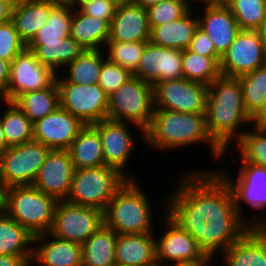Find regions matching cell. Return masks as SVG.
Wrapping results in <instances>:
<instances>
[{
  "label": "cell",
  "mask_w": 266,
  "mask_h": 266,
  "mask_svg": "<svg viewBox=\"0 0 266 266\" xmlns=\"http://www.w3.org/2000/svg\"><path fill=\"white\" fill-rule=\"evenodd\" d=\"M210 167L181 171L177 187L166 194V213L217 259L252 227L239 215L229 184Z\"/></svg>",
  "instance_id": "cell-1"
},
{
  "label": "cell",
  "mask_w": 266,
  "mask_h": 266,
  "mask_svg": "<svg viewBox=\"0 0 266 266\" xmlns=\"http://www.w3.org/2000/svg\"><path fill=\"white\" fill-rule=\"evenodd\" d=\"M144 143L153 152L161 153L206 145L210 149L209 155H212L210 158H213L211 161H226L224 150L208 132L205 113L154 109L151 124L144 132Z\"/></svg>",
  "instance_id": "cell-2"
},
{
  "label": "cell",
  "mask_w": 266,
  "mask_h": 266,
  "mask_svg": "<svg viewBox=\"0 0 266 266\" xmlns=\"http://www.w3.org/2000/svg\"><path fill=\"white\" fill-rule=\"evenodd\" d=\"M205 117L210 136L224 151L252 125L239 77L220 75L208 85Z\"/></svg>",
  "instance_id": "cell-3"
},
{
  "label": "cell",
  "mask_w": 266,
  "mask_h": 266,
  "mask_svg": "<svg viewBox=\"0 0 266 266\" xmlns=\"http://www.w3.org/2000/svg\"><path fill=\"white\" fill-rule=\"evenodd\" d=\"M140 180L127 179L103 211L104 224L117 235L145 234L157 231L155 229L157 215H154L156 214L154 213L155 208L151 201L154 198L149 192L147 194L146 188L143 187Z\"/></svg>",
  "instance_id": "cell-4"
},
{
  "label": "cell",
  "mask_w": 266,
  "mask_h": 266,
  "mask_svg": "<svg viewBox=\"0 0 266 266\" xmlns=\"http://www.w3.org/2000/svg\"><path fill=\"white\" fill-rule=\"evenodd\" d=\"M230 162L231 166L224 164L221 169L214 168V170L229 184L239 215L252 228H266V168L246 161L230 160L228 164ZM234 162L238 166V170L234 171L237 175L230 170L233 169ZM246 210L251 217L246 215Z\"/></svg>",
  "instance_id": "cell-5"
},
{
  "label": "cell",
  "mask_w": 266,
  "mask_h": 266,
  "mask_svg": "<svg viewBox=\"0 0 266 266\" xmlns=\"http://www.w3.org/2000/svg\"><path fill=\"white\" fill-rule=\"evenodd\" d=\"M57 200L33 185L6 188L5 213L33 236L51 231Z\"/></svg>",
  "instance_id": "cell-6"
},
{
  "label": "cell",
  "mask_w": 266,
  "mask_h": 266,
  "mask_svg": "<svg viewBox=\"0 0 266 266\" xmlns=\"http://www.w3.org/2000/svg\"><path fill=\"white\" fill-rule=\"evenodd\" d=\"M126 181L127 178L117 169L106 165L77 169L74 172L70 191L65 201L104 211L116 191Z\"/></svg>",
  "instance_id": "cell-7"
},
{
  "label": "cell",
  "mask_w": 266,
  "mask_h": 266,
  "mask_svg": "<svg viewBox=\"0 0 266 266\" xmlns=\"http://www.w3.org/2000/svg\"><path fill=\"white\" fill-rule=\"evenodd\" d=\"M154 113L153 85L132 76L108 98V119L131 123L145 132Z\"/></svg>",
  "instance_id": "cell-8"
},
{
  "label": "cell",
  "mask_w": 266,
  "mask_h": 266,
  "mask_svg": "<svg viewBox=\"0 0 266 266\" xmlns=\"http://www.w3.org/2000/svg\"><path fill=\"white\" fill-rule=\"evenodd\" d=\"M92 125L99 131L105 165L117 169L127 179H138L136 178L138 176L133 174L134 169L129 172L128 165L131 159L134 158L133 155L136 152L134 150L139 145L136 142L138 141L136 137H140V139L143 137L141 141L144 142V132L134 124L110 119H105ZM130 126L133 128L131 129ZM136 130H138V133L141 132V136L140 134L137 136L134 132Z\"/></svg>",
  "instance_id": "cell-9"
},
{
  "label": "cell",
  "mask_w": 266,
  "mask_h": 266,
  "mask_svg": "<svg viewBox=\"0 0 266 266\" xmlns=\"http://www.w3.org/2000/svg\"><path fill=\"white\" fill-rule=\"evenodd\" d=\"M60 107L85 125L108 119L109 95L98 84H74L59 73L56 76Z\"/></svg>",
  "instance_id": "cell-10"
},
{
  "label": "cell",
  "mask_w": 266,
  "mask_h": 266,
  "mask_svg": "<svg viewBox=\"0 0 266 266\" xmlns=\"http://www.w3.org/2000/svg\"><path fill=\"white\" fill-rule=\"evenodd\" d=\"M50 149L35 140L0 154V178L6 188L32 185Z\"/></svg>",
  "instance_id": "cell-11"
},
{
  "label": "cell",
  "mask_w": 266,
  "mask_h": 266,
  "mask_svg": "<svg viewBox=\"0 0 266 266\" xmlns=\"http://www.w3.org/2000/svg\"><path fill=\"white\" fill-rule=\"evenodd\" d=\"M164 198V199H163ZM163 206L161 220L157 221L160 227L155 232L157 263L169 266L174 263L195 260L204 255L194 237L184 230L166 213V194L162 196ZM163 229V230H161ZM163 231V232H162ZM159 235H157V234Z\"/></svg>",
  "instance_id": "cell-12"
},
{
  "label": "cell",
  "mask_w": 266,
  "mask_h": 266,
  "mask_svg": "<svg viewBox=\"0 0 266 266\" xmlns=\"http://www.w3.org/2000/svg\"><path fill=\"white\" fill-rule=\"evenodd\" d=\"M104 224L103 211L90 206L58 201L50 231L54 236L83 245Z\"/></svg>",
  "instance_id": "cell-13"
},
{
  "label": "cell",
  "mask_w": 266,
  "mask_h": 266,
  "mask_svg": "<svg viewBox=\"0 0 266 266\" xmlns=\"http://www.w3.org/2000/svg\"><path fill=\"white\" fill-rule=\"evenodd\" d=\"M208 86L185 78L157 82L153 85L154 109L205 113Z\"/></svg>",
  "instance_id": "cell-14"
},
{
  "label": "cell",
  "mask_w": 266,
  "mask_h": 266,
  "mask_svg": "<svg viewBox=\"0 0 266 266\" xmlns=\"http://www.w3.org/2000/svg\"><path fill=\"white\" fill-rule=\"evenodd\" d=\"M56 76L26 47L10 62V79L1 99L14 102L21 94L50 87Z\"/></svg>",
  "instance_id": "cell-15"
},
{
  "label": "cell",
  "mask_w": 266,
  "mask_h": 266,
  "mask_svg": "<svg viewBox=\"0 0 266 266\" xmlns=\"http://www.w3.org/2000/svg\"><path fill=\"white\" fill-rule=\"evenodd\" d=\"M266 64V45L258 30H240L222 55L220 73L240 77Z\"/></svg>",
  "instance_id": "cell-16"
},
{
  "label": "cell",
  "mask_w": 266,
  "mask_h": 266,
  "mask_svg": "<svg viewBox=\"0 0 266 266\" xmlns=\"http://www.w3.org/2000/svg\"><path fill=\"white\" fill-rule=\"evenodd\" d=\"M197 4L193 6L197 13L199 28L208 34L216 53L222 57L240 31L239 25L230 8L222 0ZM199 6L201 10L197 8Z\"/></svg>",
  "instance_id": "cell-17"
},
{
  "label": "cell",
  "mask_w": 266,
  "mask_h": 266,
  "mask_svg": "<svg viewBox=\"0 0 266 266\" xmlns=\"http://www.w3.org/2000/svg\"><path fill=\"white\" fill-rule=\"evenodd\" d=\"M74 172L68 150H50L32 185L57 201H64L69 194Z\"/></svg>",
  "instance_id": "cell-18"
},
{
  "label": "cell",
  "mask_w": 266,
  "mask_h": 266,
  "mask_svg": "<svg viewBox=\"0 0 266 266\" xmlns=\"http://www.w3.org/2000/svg\"><path fill=\"white\" fill-rule=\"evenodd\" d=\"M143 82H157L183 78L182 50L157 46L150 41L145 46L138 69L133 73Z\"/></svg>",
  "instance_id": "cell-19"
},
{
  "label": "cell",
  "mask_w": 266,
  "mask_h": 266,
  "mask_svg": "<svg viewBox=\"0 0 266 266\" xmlns=\"http://www.w3.org/2000/svg\"><path fill=\"white\" fill-rule=\"evenodd\" d=\"M84 126L79 118L59 107L55 112L33 123V140L50 150H68Z\"/></svg>",
  "instance_id": "cell-20"
},
{
  "label": "cell",
  "mask_w": 266,
  "mask_h": 266,
  "mask_svg": "<svg viewBox=\"0 0 266 266\" xmlns=\"http://www.w3.org/2000/svg\"><path fill=\"white\" fill-rule=\"evenodd\" d=\"M82 266V245L50 232L34 236L30 266Z\"/></svg>",
  "instance_id": "cell-21"
},
{
  "label": "cell",
  "mask_w": 266,
  "mask_h": 266,
  "mask_svg": "<svg viewBox=\"0 0 266 266\" xmlns=\"http://www.w3.org/2000/svg\"><path fill=\"white\" fill-rule=\"evenodd\" d=\"M216 262V266L218 263L221 266H266V228H251L228 247Z\"/></svg>",
  "instance_id": "cell-22"
},
{
  "label": "cell",
  "mask_w": 266,
  "mask_h": 266,
  "mask_svg": "<svg viewBox=\"0 0 266 266\" xmlns=\"http://www.w3.org/2000/svg\"><path fill=\"white\" fill-rule=\"evenodd\" d=\"M151 28L147 9L134 4L118 6L110 23L108 41H150Z\"/></svg>",
  "instance_id": "cell-23"
},
{
  "label": "cell",
  "mask_w": 266,
  "mask_h": 266,
  "mask_svg": "<svg viewBox=\"0 0 266 266\" xmlns=\"http://www.w3.org/2000/svg\"><path fill=\"white\" fill-rule=\"evenodd\" d=\"M115 262L116 266L157 264L155 233L117 235Z\"/></svg>",
  "instance_id": "cell-24"
},
{
  "label": "cell",
  "mask_w": 266,
  "mask_h": 266,
  "mask_svg": "<svg viewBox=\"0 0 266 266\" xmlns=\"http://www.w3.org/2000/svg\"><path fill=\"white\" fill-rule=\"evenodd\" d=\"M198 27L197 13L192 7L178 20L152 27L150 42L161 47L185 50Z\"/></svg>",
  "instance_id": "cell-25"
},
{
  "label": "cell",
  "mask_w": 266,
  "mask_h": 266,
  "mask_svg": "<svg viewBox=\"0 0 266 266\" xmlns=\"http://www.w3.org/2000/svg\"><path fill=\"white\" fill-rule=\"evenodd\" d=\"M58 3L48 0H23L12 9L11 21L21 40L28 45L48 20Z\"/></svg>",
  "instance_id": "cell-26"
},
{
  "label": "cell",
  "mask_w": 266,
  "mask_h": 266,
  "mask_svg": "<svg viewBox=\"0 0 266 266\" xmlns=\"http://www.w3.org/2000/svg\"><path fill=\"white\" fill-rule=\"evenodd\" d=\"M70 36L84 50H104L110 36V24L74 9Z\"/></svg>",
  "instance_id": "cell-27"
},
{
  "label": "cell",
  "mask_w": 266,
  "mask_h": 266,
  "mask_svg": "<svg viewBox=\"0 0 266 266\" xmlns=\"http://www.w3.org/2000/svg\"><path fill=\"white\" fill-rule=\"evenodd\" d=\"M68 152L75 170L105 165L99 131L92 124L85 125L79 131Z\"/></svg>",
  "instance_id": "cell-28"
},
{
  "label": "cell",
  "mask_w": 266,
  "mask_h": 266,
  "mask_svg": "<svg viewBox=\"0 0 266 266\" xmlns=\"http://www.w3.org/2000/svg\"><path fill=\"white\" fill-rule=\"evenodd\" d=\"M117 234L105 224L82 245V266H116Z\"/></svg>",
  "instance_id": "cell-29"
},
{
  "label": "cell",
  "mask_w": 266,
  "mask_h": 266,
  "mask_svg": "<svg viewBox=\"0 0 266 266\" xmlns=\"http://www.w3.org/2000/svg\"><path fill=\"white\" fill-rule=\"evenodd\" d=\"M34 236L5 212L0 213V255L23 256L32 260Z\"/></svg>",
  "instance_id": "cell-30"
},
{
  "label": "cell",
  "mask_w": 266,
  "mask_h": 266,
  "mask_svg": "<svg viewBox=\"0 0 266 266\" xmlns=\"http://www.w3.org/2000/svg\"><path fill=\"white\" fill-rule=\"evenodd\" d=\"M6 107V108H5ZM0 120L7 148L33 140V123L13 101H0ZM5 110V112L3 111Z\"/></svg>",
  "instance_id": "cell-31"
},
{
  "label": "cell",
  "mask_w": 266,
  "mask_h": 266,
  "mask_svg": "<svg viewBox=\"0 0 266 266\" xmlns=\"http://www.w3.org/2000/svg\"><path fill=\"white\" fill-rule=\"evenodd\" d=\"M106 59L104 50H84L59 74L66 81L74 84H98L102 65Z\"/></svg>",
  "instance_id": "cell-32"
},
{
  "label": "cell",
  "mask_w": 266,
  "mask_h": 266,
  "mask_svg": "<svg viewBox=\"0 0 266 266\" xmlns=\"http://www.w3.org/2000/svg\"><path fill=\"white\" fill-rule=\"evenodd\" d=\"M74 9L69 4L58 3L50 12L47 23L38 30L36 36L27 45L34 51L45 43L62 42L71 33Z\"/></svg>",
  "instance_id": "cell-33"
},
{
  "label": "cell",
  "mask_w": 266,
  "mask_h": 266,
  "mask_svg": "<svg viewBox=\"0 0 266 266\" xmlns=\"http://www.w3.org/2000/svg\"><path fill=\"white\" fill-rule=\"evenodd\" d=\"M232 151L236 152L237 159L234 155L229 160L246 161L266 168V126L251 125L232 148L224 151L223 157L229 153L232 155Z\"/></svg>",
  "instance_id": "cell-34"
},
{
  "label": "cell",
  "mask_w": 266,
  "mask_h": 266,
  "mask_svg": "<svg viewBox=\"0 0 266 266\" xmlns=\"http://www.w3.org/2000/svg\"><path fill=\"white\" fill-rule=\"evenodd\" d=\"M32 123L55 112L60 107V94L56 81L47 88L21 94L15 101Z\"/></svg>",
  "instance_id": "cell-35"
},
{
  "label": "cell",
  "mask_w": 266,
  "mask_h": 266,
  "mask_svg": "<svg viewBox=\"0 0 266 266\" xmlns=\"http://www.w3.org/2000/svg\"><path fill=\"white\" fill-rule=\"evenodd\" d=\"M84 49L69 35L62 42L39 45L33 52L36 58L56 74L77 58Z\"/></svg>",
  "instance_id": "cell-36"
},
{
  "label": "cell",
  "mask_w": 266,
  "mask_h": 266,
  "mask_svg": "<svg viewBox=\"0 0 266 266\" xmlns=\"http://www.w3.org/2000/svg\"><path fill=\"white\" fill-rule=\"evenodd\" d=\"M221 57H206L185 49L182 50L183 78L205 85L211 84L221 73Z\"/></svg>",
  "instance_id": "cell-37"
},
{
  "label": "cell",
  "mask_w": 266,
  "mask_h": 266,
  "mask_svg": "<svg viewBox=\"0 0 266 266\" xmlns=\"http://www.w3.org/2000/svg\"><path fill=\"white\" fill-rule=\"evenodd\" d=\"M246 112L252 118L266 97V64L239 77Z\"/></svg>",
  "instance_id": "cell-38"
},
{
  "label": "cell",
  "mask_w": 266,
  "mask_h": 266,
  "mask_svg": "<svg viewBox=\"0 0 266 266\" xmlns=\"http://www.w3.org/2000/svg\"><path fill=\"white\" fill-rule=\"evenodd\" d=\"M231 10L240 30H258L266 13V0H222Z\"/></svg>",
  "instance_id": "cell-39"
},
{
  "label": "cell",
  "mask_w": 266,
  "mask_h": 266,
  "mask_svg": "<svg viewBox=\"0 0 266 266\" xmlns=\"http://www.w3.org/2000/svg\"><path fill=\"white\" fill-rule=\"evenodd\" d=\"M149 41L118 42L107 41L104 51L106 58L122 68L128 69L132 74L138 69L145 46Z\"/></svg>",
  "instance_id": "cell-40"
},
{
  "label": "cell",
  "mask_w": 266,
  "mask_h": 266,
  "mask_svg": "<svg viewBox=\"0 0 266 266\" xmlns=\"http://www.w3.org/2000/svg\"><path fill=\"white\" fill-rule=\"evenodd\" d=\"M193 6L189 0H162L147 8L150 28L175 21L184 16Z\"/></svg>",
  "instance_id": "cell-41"
},
{
  "label": "cell",
  "mask_w": 266,
  "mask_h": 266,
  "mask_svg": "<svg viewBox=\"0 0 266 266\" xmlns=\"http://www.w3.org/2000/svg\"><path fill=\"white\" fill-rule=\"evenodd\" d=\"M133 74L120 65L106 59L98 78V85L108 94L117 91Z\"/></svg>",
  "instance_id": "cell-42"
},
{
  "label": "cell",
  "mask_w": 266,
  "mask_h": 266,
  "mask_svg": "<svg viewBox=\"0 0 266 266\" xmlns=\"http://www.w3.org/2000/svg\"><path fill=\"white\" fill-rule=\"evenodd\" d=\"M26 47L11 20L0 24V59L11 62Z\"/></svg>",
  "instance_id": "cell-43"
},
{
  "label": "cell",
  "mask_w": 266,
  "mask_h": 266,
  "mask_svg": "<svg viewBox=\"0 0 266 266\" xmlns=\"http://www.w3.org/2000/svg\"><path fill=\"white\" fill-rule=\"evenodd\" d=\"M117 6L110 0H94L83 4L79 9L86 15L106 20H113Z\"/></svg>",
  "instance_id": "cell-44"
},
{
  "label": "cell",
  "mask_w": 266,
  "mask_h": 266,
  "mask_svg": "<svg viewBox=\"0 0 266 266\" xmlns=\"http://www.w3.org/2000/svg\"><path fill=\"white\" fill-rule=\"evenodd\" d=\"M188 50L206 57H220L207 33L198 27L192 38Z\"/></svg>",
  "instance_id": "cell-45"
},
{
  "label": "cell",
  "mask_w": 266,
  "mask_h": 266,
  "mask_svg": "<svg viewBox=\"0 0 266 266\" xmlns=\"http://www.w3.org/2000/svg\"><path fill=\"white\" fill-rule=\"evenodd\" d=\"M216 259L210 255L204 254L202 257L189 260V261H182L178 263L171 264L169 266H215Z\"/></svg>",
  "instance_id": "cell-46"
},
{
  "label": "cell",
  "mask_w": 266,
  "mask_h": 266,
  "mask_svg": "<svg viewBox=\"0 0 266 266\" xmlns=\"http://www.w3.org/2000/svg\"><path fill=\"white\" fill-rule=\"evenodd\" d=\"M0 266H30V262L23 256L0 255Z\"/></svg>",
  "instance_id": "cell-47"
},
{
  "label": "cell",
  "mask_w": 266,
  "mask_h": 266,
  "mask_svg": "<svg viewBox=\"0 0 266 266\" xmlns=\"http://www.w3.org/2000/svg\"><path fill=\"white\" fill-rule=\"evenodd\" d=\"M10 79V62L0 59V95L6 90Z\"/></svg>",
  "instance_id": "cell-48"
},
{
  "label": "cell",
  "mask_w": 266,
  "mask_h": 266,
  "mask_svg": "<svg viewBox=\"0 0 266 266\" xmlns=\"http://www.w3.org/2000/svg\"><path fill=\"white\" fill-rule=\"evenodd\" d=\"M252 125L266 126V97L261 109L252 117Z\"/></svg>",
  "instance_id": "cell-49"
},
{
  "label": "cell",
  "mask_w": 266,
  "mask_h": 266,
  "mask_svg": "<svg viewBox=\"0 0 266 266\" xmlns=\"http://www.w3.org/2000/svg\"><path fill=\"white\" fill-rule=\"evenodd\" d=\"M12 8L0 1V24L11 20Z\"/></svg>",
  "instance_id": "cell-50"
},
{
  "label": "cell",
  "mask_w": 266,
  "mask_h": 266,
  "mask_svg": "<svg viewBox=\"0 0 266 266\" xmlns=\"http://www.w3.org/2000/svg\"><path fill=\"white\" fill-rule=\"evenodd\" d=\"M6 187L0 179V213L5 211Z\"/></svg>",
  "instance_id": "cell-51"
},
{
  "label": "cell",
  "mask_w": 266,
  "mask_h": 266,
  "mask_svg": "<svg viewBox=\"0 0 266 266\" xmlns=\"http://www.w3.org/2000/svg\"><path fill=\"white\" fill-rule=\"evenodd\" d=\"M160 1L162 0H134L133 4L147 9L151 5L157 4Z\"/></svg>",
  "instance_id": "cell-52"
},
{
  "label": "cell",
  "mask_w": 266,
  "mask_h": 266,
  "mask_svg": "<svg viewBox=\"0 0 266 266\" xmlns=\"http://www.w3.org/2000/svg\"><path fill=\"white\" fill-rule=\"evenodd\" d=\"M7 149L6 139L4 136L3 127L0 120V154Z\"/></svg>",
  "instance_id": "cell-53"
},
{
  "label": "cell",
  "mask_w": 266,
  "mask_h": 266,
  "mask_svg": "<svg viewBox=\"0 0 266 266\" xmlns=\"http://www.w3.org/2000/svg\"><path fill=\"white\" fill-rule=\"evenodd\" d=\"M91 1H94V0H70L68 4L73 9H79L83 4H86V3L91 2Z\"/></svg>",
  "instance_id": "cell-54"
},
{
  "label": "cell",
  "mask_w": 266,
  "mask_h": 266,
  "mask_svg": "<svg viewBox=\"0 0 266 266\" xmlns=\"http://www.w3.org/2000/svg\"><path fill=\"white\" fill-rule=\"evenodd\" d=\"M260 36L262 38V40L264 41L265 45H266V13H265V17L263 19V22L261 24V27L258 29Z\"/></svg>",
  "instance_id": "cell-55"
},
{
  "label": "cell",
  "mask_w": 266,
  "mask_h": 266,
  "mask_svg": "<svg viewBox=\"0 0 266 266\" xmlns=\"http://www.w3.org/2000/svg\"><path fill=\"white\" fill-rule=\"evenodd\" d=\"M110 1H112L114 4H115V6H124V5H131V4H133V1L134 0H110Z\"/></svg>",
  "instance_id": "cell-56"
},
{
  "label": "cell",
  "mask_w": 266,
  "mask_h": 266,
  "mask_svg": "<svg viewBox=\"0 0 266 266\" xmlns=\"http://www.w3.org/2000/svg\"><path fill=\"white\" fill-rule=\"evenodd\" d=\"M1 2L6 3L12 9H14L18 4H20L23 0H0Z\"/></svg>",
  "instance_id": "cell-57"
},
{
  "label": "cell",
  "mask_w": 266,
  "mask_h": 266,
  "mask_svg": "<svg viewBox=\"0 0 266 266\" xmlns=\"http://www.w3.org/2000/svg\"><path fill=\"white\" fill-rule=\"evenodd\" d=\"M48 1H54L56 3H61V4H68L70 0H48Z\"/></svg>",
  "instance_id": "cell-58"
},
{
  "label": "cell",
  "mask_w": 266,
  "mask_h": 266,
  "mask_svg": "<svg viewBox=\"0 0 266 266\" xmlns=\"http://www.w3.org/2000/svg\"><path fill=\"white\" fill-rule=\"evenodd\" d=\"M192 4L200 3V2H210V0H189Z\"/></svg>",
  "instance_id": "cell-59"
},
{
  "label": "cell",
  "mask_w": 266,
  "mask_h": 266,
  "mask_svg": "<svg viewBox=\"0 0 266 266\" xmlns=\"http://www.w3.org/2000/svg\"><path fill=\"white\" fill-rule=\"evenodd\" d=\"M154 266H163V265L157 263V264H155Z\"/></svg>",
  "instance_id": "cell-60"
}]
</instances>
